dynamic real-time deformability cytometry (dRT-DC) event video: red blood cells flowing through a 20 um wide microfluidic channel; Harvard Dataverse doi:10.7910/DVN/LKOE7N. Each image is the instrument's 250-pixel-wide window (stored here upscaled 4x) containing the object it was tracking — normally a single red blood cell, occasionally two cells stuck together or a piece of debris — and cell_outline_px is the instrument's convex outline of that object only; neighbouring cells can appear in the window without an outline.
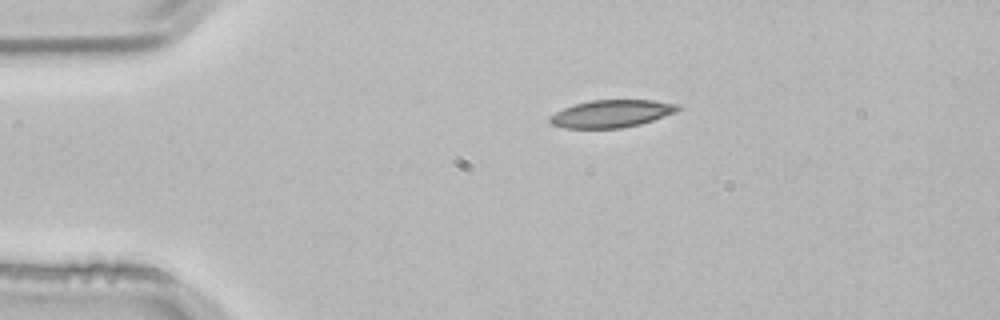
{"species": "common noctule bat (a hibernating species)", "species_latin": "Nyctalus noctula", "temperature_condition": "room temperature", "stored_images_in_passage": 2, "camera_frame_rate_fps": 3000, "um_per_image_px": 0.085, "animal": {"sex": "male", "body_mass_g": 21.5, "forearm_length_mm": 52.0}, "frame": {"image": 1, "passage_image": 1, "time_ms": 0.0, "image_size_px": [1000, 320], "cell_outline_px": [[680, 108], [676, 112], [640, 124], [624, 128], [564, 128], [552, 124], [548, 120], [548, 116], [564, 108], [576, 104], [592, 100], [652, 100], [680, 104]], "centroid_in_image_um": [51.98, 9.66], "position_along_channel_um": 33.0, "area_um2": 20.46}}